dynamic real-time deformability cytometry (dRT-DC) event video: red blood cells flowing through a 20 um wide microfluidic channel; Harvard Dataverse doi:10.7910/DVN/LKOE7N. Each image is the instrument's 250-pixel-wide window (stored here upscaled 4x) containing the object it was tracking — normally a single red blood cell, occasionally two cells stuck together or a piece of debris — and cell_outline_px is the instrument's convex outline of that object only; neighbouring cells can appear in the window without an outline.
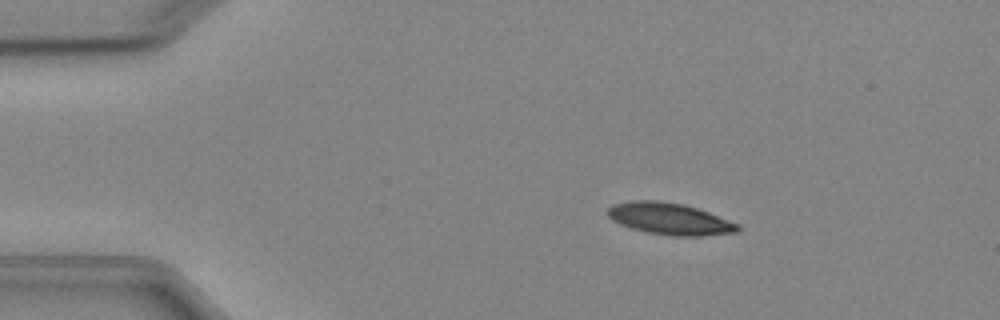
{"species": "Egyptian fruit bat (a non-hibernating species)", "species_latin": "Rousettus aegyptiacus", "temperature_condition": "cold", "stored_images_in_passage": 4, "camera_frame_rate_fps": 3000, "um_per_image_px": 0.085, "animal": {"sex": "female"}, "frame": {"image": 1, "passage_image": 3, "time_ms": 2.667, "image_size_px": [1000, 320], "cell_outline_px": [[740, 232], [700, 236], [672, 236], [648, 232], [632, 228], [620, 224], [612, 220], [608, 216], [608, 208], [612, 204], [632, 200], [660, 200], [684, 204], [708, 212], [740, 224]], "centroid_in_image_um": [56.94, 18.59], "position_along_channel_um": 28.1, "area_um2": 24.16}}